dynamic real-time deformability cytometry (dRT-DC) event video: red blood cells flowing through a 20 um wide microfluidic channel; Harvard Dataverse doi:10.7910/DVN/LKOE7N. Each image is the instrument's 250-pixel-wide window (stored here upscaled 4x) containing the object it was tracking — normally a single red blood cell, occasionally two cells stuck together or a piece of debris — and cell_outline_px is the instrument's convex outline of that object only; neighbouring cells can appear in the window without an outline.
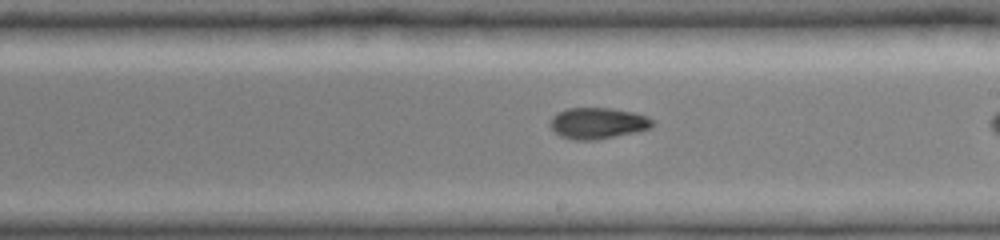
{"species": "common noctule bat (a hibernating species)", "species_latin": "Nyctalus noctula", "temperature_condition": "cold", "stored_images_in_passage": 19, "camera_frame_rate_fps": 3000, "um_per_image_px": 0.085, "animal": {"sex": "female", "body_mass_g": 19.0, "forearm_length_mm": 51.5}, "frame": {"image": 1, "passage_image": 16, "time_ms": 3.0, "image_size_px": [1000, 240], "cell_outline_px": [[652, 124], [648, 128], [632, 132], [596, 140], [576, 140], [560, 136], [548, 124], [552, 116], [568, 108], [608, 108], [632, 112], [648, 116], [652, 120]], "centroid_in_image_um": [50.75, 10.47], "position_along_channel_um": 238.2, "area_um2": 18.21}}